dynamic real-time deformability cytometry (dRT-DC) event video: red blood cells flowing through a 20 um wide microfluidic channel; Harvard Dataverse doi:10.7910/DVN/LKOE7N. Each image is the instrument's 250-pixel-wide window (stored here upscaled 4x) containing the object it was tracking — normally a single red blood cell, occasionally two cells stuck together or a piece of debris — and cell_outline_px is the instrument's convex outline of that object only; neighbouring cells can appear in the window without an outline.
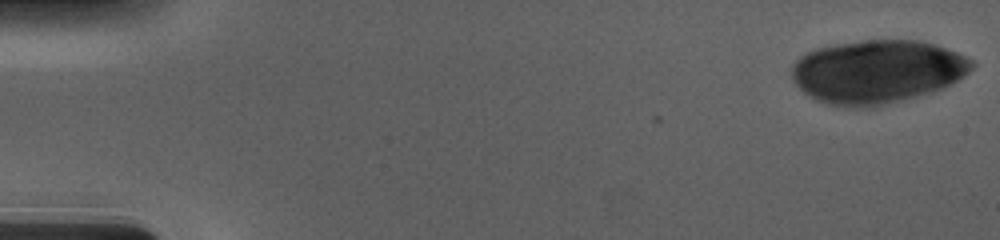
{"species": "human", "species_latin": "Homo sapiens", "temperature_condition": "cold", "stored_images_in_passage": 56, "camera_frame_rate_fps": 3000, "um_per_image_px": 0.085, "donor": {"sex": "male"}, "frame": {"image": 1, "passage_image": 1, "time_ms": 0.0, "image_size_px": [1000, 240], "cell_outline_px": [[976, 64], [964, 76], [932, 92], [900, 100], [860, 108], [856, 108], [828, 104], [816, 100], [808, 96], [792, 80], [792, 64], [804, 52], [816, 48], [832, 44], [864, 40], [920, 40], [956, 52], [972, 60]], "centroid_in_image_um": [74.5, 6.07], "position_along_channel_um": 10.5, "area_um2": 66.18}}
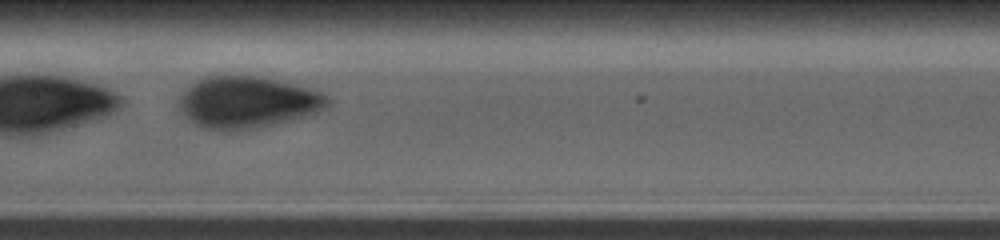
{"frame": {"image": 2, "passage_image": 29, "time_ms": 9.333, "image_size_px": [1000, 240], "cell_outline_px": [[332, 100], [324, 108], [316, 112], [304, 116], [256, 128], [232, 132], [216, 132], [200, 128], [188, 120], [176, 108], [180, 96], [196, 80], [204, 76], [260, 76], [296, 84], [320, 92], [328, 96]], "centroid_in_image_um": [20.95, 8.71], "position_along_channel_um": 186.4, "area_um2": 45.32}}
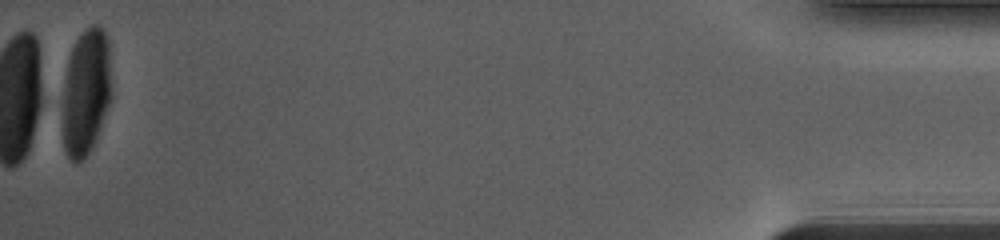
{"frame": {"image": 3, "passage_image": 56, "time_ms": 18.333, "image_size_px": [1000, 240], "cell_outline_px": [[112, 96], [100, 128], [88, 152], [76, 164], [68, 156], [64, 148], [56, 104], [68, 56], [76, 40], [92, 24], [96, 24], [104, 28], [108, 36]], "centroid_in_image_um": [7.21, 7.81], "position_along_channel_um": 428.0, "area_um2": 38.03}, "authors_computed_cell_mechanics": {"area_um2": 45.951, "velocity_mm_per_s": 3.6787, "shape_relaxation_time_tau1_ms": 6.6114, "shape_relaxation_time_tau2_ms": null, "deformation_change_tau1": 0.1904, "deformation_change_tau2": null}}